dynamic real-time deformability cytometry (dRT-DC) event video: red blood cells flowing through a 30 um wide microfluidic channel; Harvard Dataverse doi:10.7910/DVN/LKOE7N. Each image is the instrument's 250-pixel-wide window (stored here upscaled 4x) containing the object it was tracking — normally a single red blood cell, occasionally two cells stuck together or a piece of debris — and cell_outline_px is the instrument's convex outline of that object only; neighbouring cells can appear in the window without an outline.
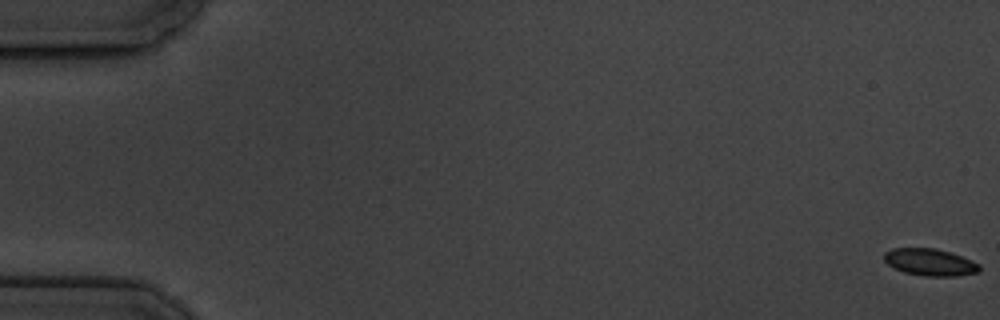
{"species": "common noctule bat (a hibernating species)", "species_latin": "Nyctalus noctula", "temperature_condition": "cold", "stored_images_in_passage": 7, "segment_of_instrument_passage": [1, 2], "camera_frame_rate_fps": 3000, "um_per_image_px": 0.085, "animal": {"sex": "male", "body_mass_g": 19.5, "forearm_length_mm": 54.6}, "frame": {"image": 1, "passage_image": 1, "time_ms": 0.0, "image_size_px": [1000, 320], "cell_outline_px": [[980, 272], [956, 276], [924, 276], [904, 272], [888, 264], [884, 260], [884, 252], [892, 248], [936, 248], [972, 260], [980, 264]], "centroid_in_image_um": [79.06, 22.29], "position_along_channel_um": 5.9, "area_um2": 14.97}}
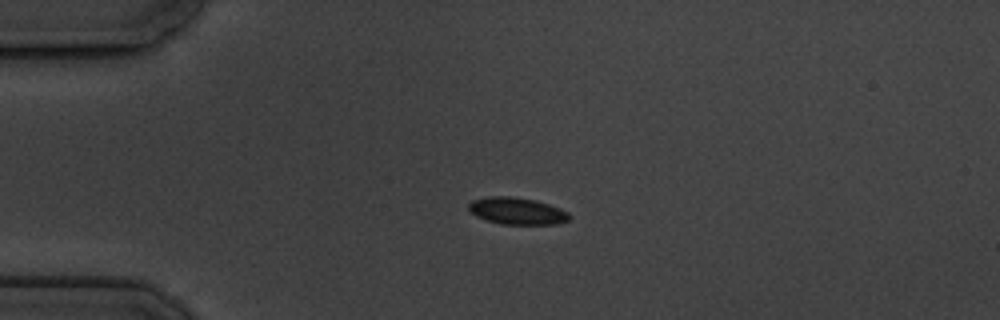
{"frame": {"image": 2, "passage_image": 5, "time_ms": 4.667, "image_size_px": [1000, 320], "cell_outline_px": [[568, 220], [556, 224], [500, 224], [476, 216], [468, 208], [468, 204], [472, 200], [488, 196], [512, 196], [536, 200], [560, 208], [568, 212]], "centroid_in_image_um": [43.92, 17.92], "position_along_channel_um": 41.1, "area_um2": 15.72}}